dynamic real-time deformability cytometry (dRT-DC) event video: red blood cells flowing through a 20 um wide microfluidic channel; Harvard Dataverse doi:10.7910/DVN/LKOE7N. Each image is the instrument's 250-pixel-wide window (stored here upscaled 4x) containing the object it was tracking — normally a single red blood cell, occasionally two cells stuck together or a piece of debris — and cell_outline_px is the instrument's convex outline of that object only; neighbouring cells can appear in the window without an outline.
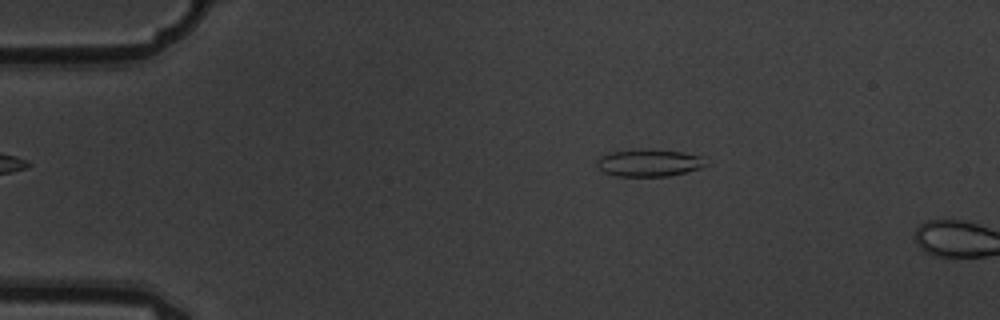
{"species": "common noctule bat (a hibernating species)", "species_latin": "Nyctalus noctula", "temperature_condition": "warm", "stored_images_in_passage": 3, "camera_frame_rate_fps": 3000, "um_per_image_px": 0.085, "animal": {"sex": "male", "body_mass_g": 19.5, "forearm_length_mm": 54.6}, "frame": {"image": 1, "passage_image": 2, "time_ms": 0.333, "image_size_px": [1000, 320], "cell_outline_px": [[708, 164], [700, 168], [668, 176], [616, 176], [604, 172], [596, 168], [596, 160], [600, 156], [608, 152], [640, 148], [684, 152], [704, 156]], "centroid_in_image_um": [55.14, 13.82], "position_along_channel_um": 29.9, "area_um2": 17.69}}